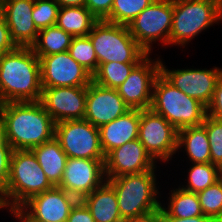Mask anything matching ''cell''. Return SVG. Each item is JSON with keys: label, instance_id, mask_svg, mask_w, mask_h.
Listing matches in <instances>:
<instances>
[{"label": "cell", "instance_id": "obj_7", "mask_svg": "<svg viewBox=\"0 0 222 222\" xmlns=\"http://www.w3.org/2000/svg\"><path fill=\"white\" fill-rule=\"evenodd\" d=\"M88 36L98 59V67L112 61L139 63L148 55L125 25L99 20Z\"/></svg>", "mask_w": 222, "mask_h": 222}, {"label": "cell", "instance_id": "obj_27", "mask_svg": "<svg viewBox=\"0 0 222 222\" xmlns=\"http://www.w3.org/2000/svg\"><path fill=\"white\" fill-rule=\"evenodd\" d=\"M137 64L138 63H119L115 61L102 63L92 75V81L102 87L116 89L127 79Z\"/></svg>", "mask_w": 222, "mask_h": 222}, {"label": "cell", "instance_id": "obj_26", "mask_svg": "<svg viewBox=\"0 0 222 222\" xmlns=\"http://www.w3.org/2000/svg\"><path fill=\"white\" fill-rule=\"evenodd\" d=\"M171 190L168 207L161 205V209L170 217L191 218L195 216H204L200 207V201L197 193L186 191L182 188Z\"/></svg>", "mask_w": 222, "mask_h": 222}, {"label": "cell", "instance_id": "obj_39", "mask_svg": "<svg viewBox=\"0 0 222 222\" xmlns=\"http://www.w3.org/2000/svg\"><path fill=\"white\" fill-rule=\"evenodd\" d=\"M160 222H215V221L207 216H195L185 219L170 217L161 209Z\"/></svg>", "mask_w": 222, "mask_h": 222}, {"label": "cell", "instance_id": "obj_5", "mask_svg": "<svg viewBox=\"0 0 222 222\" xmlns=\"http://www.w3.org/2000/svg\"><path fill=\"white\" fill-rule=\"evenodd\" d=\"M150 109L177 130L202 125L207 115L201 102L175 88L161 74L154 83Z\"/></svg>", "mask_w": 222, "mask_h": 222}, {"label": "cell", "instance_id": "obj_37", "mask_svg": "<svg viewBox=\"0 0 222 222\" xmlns=\"http://www.w3.org/2000/svg\"><path fill=\"white\" fill-rule=\"evenodd\" d=\"M66 222H95V220L85 204L78 200L71 208Z\"/></svg>", "mask_w": 222, "mask_h": 222}, {"label": "cell", "instance_id": "obj_19", "mask_svg": "<svg viewBox=\"0 0 222 222\" xmlns=\"http://www.w3.org/2000/svg\"><path fill=\"white\" fill-rule=\"evenodd\" d=\"M34 0H3L1 14L10 31V38L18 47H31L38 32L32 11Z\"/></svg>", "mask_w": 222, "mask_h": 222}, {"label": "cell", "instance_id": "obj_40", "mask_svg": "<svg viewBox=\"0 0 222 222\" xmlns=\"http://www.w3.org/2000/svg\"><path fill=\"white\" fill-rule=\"evenodd\" d=\"M160 219H161V208L143 215L128 218L124 220V222H160Z\"/></svg>", "mask_w": 222, "mask_h": 222}, {"label": "cell", "instance_id": "obj_38", "mask_svg": "<svg viewBox=\"0 0 222 222\" xmlns=\"http://www.w3.org/2000/svg\"><path fill=\"white\" fill-rule=\"evenodd\" d=\"M17 46L10 38V31L3 15L0 13V56L14 50Z\"/></svg>", "mask_w": 222, "mask_h": 222}, {"label": "cell", "instance_id": "obj_42", "mask_svg": "<svg viewBox=\"0 0 222 222\" xmlns=\"http://www.w3.org/2000/svg\"><path fill=\"white\" fill-rule=\"evenodd\" d=\"M9 212H11V215L13 214L16 220L18 219L20 222H35L30 219L20 208L11 209Z\"/></svg>", "mask_w": 222, "mask_h": 222}, {"label": "cell", "instance_id": "obj_3", "mask_svg": "<svg viewBox=\"0 0 222 222\" xmlns=\"http://www.w3.org/2000/svg\"><path fill=\"white\" fill-rule=\"evenodd\" d=\"M53 187L32 150H13L9 179L3 192L9 210L20 208L34 195Z\"/></svg>", "mask_w": 222, "mask_h": 222}, {"label": "cell", "instance_id": "obj_32", "mask_svg": "<svg viewBox=\"0 0 222 222\" xmlns=\"http://www.w3.org/2000/svg\"><path fill=\"white\" fill-rule=\"evenodd\" d=\"M202 125L206 128L211 154V163L222 167V121L208 115L205 116Z\"/></svg>", "mask_w": 222, "mask_h": 222}, {"label": "cell", "instance_id": "obj_28", "mask_svg": "<svg viewBox=\"0 0 222 222\" xmlns=\"http://www.w3.org/2000/svg\"><path fill=\"white\" fill-rule=\"evenodd\" d=\"M192 164L188 170V183L181 187L186 191L198 193L221 178L220 168L211 162Z\"/></svg>", "mask_w": 222, "mask_h": 222}, {"label": "cell", "instance_id": "obj_15", "mask_svg": "<svg viewBox=\"0 0 222 222\" xmlns=\"http://www.w3.org/2000/svg\"><path fill=\"white\" fill-rule=\"evenodd\" d=\"M87 86L42 87L40 102L54 123L84 119Z\"/></svg>", "mask_w": 222, "mask_h": 222}, {"label": "cell", "instance_id": "obj_29", "mask_svg": "<svg viewBox=\"0 0 222 222\" xmlns=\"http://www.w3.org/2000/svg\"><path fill=\"white\" fill-rule=\"evenodd\" d=\"M154 0H114L104 21L128 26Z\"/></svg>", "mask_w": 222, "mask_h": 222}, {"label": "cell", "instance_id": "obj_4", "mask_svg": "<svg viewBox=\"0 0 222 222\" xmlns=\"http://www.w3.org/2000/svg\"><path fill=\"white\" fill-rule=\"evenodd\" d=\"M155 171L153 169L139 174L106 178L115 190L123 220L158 210L161 207Z\"/></svg>", "mask_w": 222, "mask_h": 222}, {"label": "cell", "instance_id": "obj_13", "mask_svg": "<svg viewBox=\"0 0 222 222\" xmlns=\"http://www.w3.org/2000/svg\"><path fill=\"white\" fill-rule=\"evenodd\" d=\"M105 159L68 157L60 184L57 186L81 200L107 179Z\"/></svg>", "mask_w": 222, "mask_h": 222}, {"label": "cell", "instance_id": "obj_45", "mask_svg": "<svg viewBox=\"0 0 222 222\" xmlns=\"http://www.w3.org/2000/svg\"><path fill=\"white\" fill-rule=\"evenodd\" d=\"M2 135V126H1V123H0V136Z\"/></svg>", "mask_w": 222, "mask_h": 222}, {"label": "cell", "instance_id": "obj_34", "mask_svg": "<svg viewBox=\"0 0 222 222\" xmlns=\"http://www.w3.org/2000/svg\"><path fill=\"white\" fill-rule=\"evenodd\" d=\"M13 149L4 139L3 134L0 136V189L4 192L8 183L10 174V160Z\"/></svg>", "mask_w": 222, "mask_h": 222}, {"label": "cell", "instance_id": "obj_36", "mask_svg": "<svg viewBox=\"0 0 222 222\" xmlns=\"http://www.w3.org/2000/svg\"><path fill=\"white\" fill-rule=\"evenodd\" d=\"M114 0H86L85 7L98 19L104 20L111 12Z\"/></svg>", "mask_w": 222, "mask_h": 222}, {"label": "cell", "instance_id": "obj_43", "mask_svg": "<svg viewBox=\"0 0 222 222\" xmlns=\"http://www.w3.org/2000/svg\"><path fill=\"white\" fill-rule=\"evenodd\" d=\"M2 208H6V210H9V207L6 203L5 197H4V193L3 191L0 189V209L2 210Z\"/></svg>", "mask_w": 222, "mask_h": 222}, {"label": "cell", "instance_id": "obj_14", "mask_svg": "<svg viewBox=\"0 0 222 222\" xmlns=\"http://www.w3.org/2000/svg\"><path fill=\"white\" fill-rule=\"evenodd\" d=\"M42 87L88 86L92 74L75 61L68 51L40 58Z\"/></svg>", "mask_w": 222, "mask_h": 222}, {"label": "cell", "instance_id": "obj_11", "mask_svg": "<svg viewBox=\"0 0 222 222\" xmlns=\"http://www.w3.org/2000/svg\"><path fill=\"white\" fill-rule=\"evenodd\" d=\"M161 59H151L148 54L130 72L127 79L116 89L130 109H150L153 87L160 75Z\"/></svg>", "mask_w": 222, "mask_h": 222}, {"label": "cell", "instance_id": "obj_17", "mask_svg": "<svg viewBox=\"0 0 222 222\" xmlns=\"http://www.w3.org/2000/svg\"><path fill=\"white\" fill-rule=\"evenodd\" d=\"M104 166L106 178L139 174L157 167L138 138L111 150L105 156Z\"/></svg>", "mask_w": 222, "mask_h": 222}, {"label": "cell", "instance_id": "obj_10", "mask_svg": "<svg viewBox=\"0 0 222 222\" xmlns=\"http://www.w3.org/2000/svg\"><path fill=\"white\" fill-rule=\"evenodd\" d=\"M138 139L156 163V160L168 162L176 152L179 153L178 130L151 109L140 110Z\"/></svg>", "mask_w": 222, "mask_h": 222}, {"label": "cell", "instance_id": "obj_20", "mask_svg": "<svg viewBox=\"0 0 222 222\" xmlns=\"http://www.w3.org/2000/svg\"><path fill=\"white\" fill-rule=\"evenodd\" d=\"M140 110L130 109L110 123L99 127L100 145L106 156L111 150L138 138Z\"/></svg>", "mask_w": 222, "mask_h": 222}, {"label": "cell", "instance_id": "obj_18", "mask_svg": "<svg viewBox=\"0 0 222 222\" xmlns=\"http://www.w3.org/2000/svg\"><path fill=\"white\" fill-rule=\"evenodd\" d=\"M129 110L117 89L102 87L93 81L87 86L84 119L95 127L110 123Z\"/></svg>", "mask_w": 222, "mask_h": 222}, {"label": "cell", "instance_id": "obj_35", "mask_svg": "<svg viewBox=\"0 0 222 222\" xmlns=\"http://www.w3.org/2000/svg\"><path fill=\"white\" fill-rule=\"evenodd\" d=\"M207 115L222 121V77L216 84L212 99L206 107Z\"/></svg>", "mask_w": 222, "mask_h": 222}, {"label": "cell", "instance_id": "obj_44", "mask_svg": "<svg viewBox=\"0 0 222 222\" xmlns=\"http://www.w3.org/2000/svg\"><path fill=\"white\" fill-rule=\"evenodd\" d=\"M2 3H3V0H0V12H1V9H2Z\"/></svg>", "mask_w": 222, "mask_h": 222}, {"label": "cell", "instance_id": "obj_8", "mask_svg": "<svg viewBox=\"0 0 222 222\" xmlns=\"http://www.w3.org/2000/svg\"><path fill=\"white\" fill-rule=\"evenodd\" d=\"M173 19V0H154L129 25L130 34L138 44L151 54L152 44L161 41L162 47L170 45Z\"/></svg>", "mask_w": 222, "mask_h": 222}, {"label": "cell", "instance_id": "obj_31", "mask_svg": "<svg viewBox=\"0 0 222 222\" xmlns=\"http://www.w3.org/2000/svg\"><path fill=\"white\" fill-rule=\"evenodd\" d=\"M197 195L203 215L222 222V177Z\"/></svg>", "mask_w": 222, "mask_h": 222}, {"label": "cell", "instance_id": "obj_23", "mask_svg": "<svg viewBox=\"0 0 222 222\" xmlns=\"http://www.w3.org/2000/svg\"><path fill=\"white\" fill-rule=\"evenodd\" d=\"M186 151L192 163H210L211 154L208 135L203 125L178 130L177 149Z\"/></svg>", "mask_w": 222, "mask_h": 222}, {"label": "cell", "instance_id": "obj_2", "mask_svg": "<svg viewBox=\"0 0 222 222\" xmlns=\"http://www.w3.org/2000/svg\"><path fill=\"white\" fill-rule=\"evenodd\" d=\"M40 59L32 47H16L0 56V104L40 101Z\"/></svg>", "mask_w": 222, "mask_h": 222}, {"label": "cell", "instance_id": "obj_12", "mask_svg": "<svg viewBox=\"0 0 222 222\" xmlns=\"http://www.w3.org/2000/svg\"><path fill=\"white\" fill-rule=\"evenodd\" d=\"M160 74L184 94L201 102L205 107L210 103L217 82L222 77V69H167L161 61Z\"/></svg>", "mask_w": 222, "mask_h": 222}, {"label": "cell", "instance_id": "obj_41", "mask_svg": "<svg viewBox=\"0 0 222 222\" xmlns=\"http://www.w3.org/2000/svg\"><path fill=\"white\" fill-rule=\"evenodd\" d=\"M60 7L85 6L86 0H55Z\"/></svg>", "mask_w": 222, "mask_h": 222}, {"label": "cell", "instance_id": "obj_9", "mask_svg": "<svg viewBox=\"0 0 222 222\" xmlns=\"http://www.w3.org/2000/svg\"><path fill=\"white\" fill-rule=\"evenodd\" d=\"M54 137L67 157L105 159L100 145L99 129L86 119L56 123Z\"/></svg>", "mask_w": 222, "mask_h": 222}, {"label": "cell", "instance_id": "obj_25", "mask_svg": "<svg viewBox=\"0 0 222 222\" xmlns=\"http://www.w3.org/2000/svg\"><path fill=\"white\" fill-rule=\"evenodd\" d=\"M73 36L57 25L39 30L36 42L31 46L39 57L68 51Z\"/></svg>", "mask_w": 222, "mask_h": 222}, {"label": "cell", "instance_id": "obj_21", "mask_svg": "<svg viewBox=\"0 0 222 222\" xmlns=\"http://www.w3.org/2000/svg\"><path fill=\"white\" fill-rule=\"evenodd\" d=\"M95 222H124L114 188L105 181L100 187L81 199Z\"/></svg>", "mask_w": 222, "mask_h": 222}, {"label": "cell", "instance_id": "obj_33", "mask_svg": "<svg viewBox=\"0 0 222 222\" xmlns=\"http://www.w3.org/2000/svg\"><path fill=\"white\" fill-rule=\"evenodd\" d=\"M60 6L55 0H34L32 19L38 30L56 25Z\"/></svg>", "mask_w": 222, "mask_h": 222}, {"label": "cell", "instance_id": "obj_22", "mask_svg": "<svg viewBox=\"0 0 222 222\" xmlns=\"http://www.w3.org/2000/svg\"><path fill=\"white\" fill-rule=\"evenodd\" d=\"M32 151L48 180L53 186H58L68 158L60 143L53 137L51 140L37 145Z\"/></svg>", "mask_w": 222, "mask_h": 222}, {"label": "cell", "instance_id": "obj_30", "mask_svg": "<svg viewBox=\"0 0 222 222\" xmlns=\"http://www.w3.org/2000/svg\"><path fill=\"white\" fill-rule=\"evenodd\" d=\"M70 56L92 75L98 69V59L89 36H74L68 48Z\"/></svg>", "mask_w": 222, "mask_h": 222}, {"label": "cell", "instance_id": "obj_1", "mask_svg": "<svg viewBox=\"0 0 222 222\" xmlns=\"http://www.w3.org/2000/svg\"><path fill=\"white\" fill-rule=\"evenodd\" d=\"M0 123L13 150H32L55 135V123L40 101L0 104Z\"/></svg>", "mask_w": 222, "mask_h": 222}, {"label": "cell", "instance_id": "obj_16", "mask_svg": "<svg viewBox=\"0 0 222 222\" xmlns=\"http://www.w3.org/2000/svg\"><path fill=\"white\" fill-rule=\"evenodd\" d=\"M78 199L64 189H52L34 195L20 209L35 222H66Z\"/></svg>", "mask_w": 222, "mask_h": 222}, {"label": "cell", "instance_id": "obj_6", "mask_svg": "<svg viewBox=\"0 0 222 222\" xmlns=\"http://www.w3.org/2000/svg\"><path fill=\"white\" fill-rule=\"evenodd\" d=\"M222 21V0H173L170 45H188L193 38Z\"/></svg>", "mask_w": 222, "mask_h": 222}, {"label": "cell", "instance_id": "obj_24", "mask_svg": "<svg viewBox=\"0 0 222 222\" xmlns=\"http://www.w3.org/2000/svg\"><path fill=\"white\" fill-rule=\"evenodd\" d=\"M99 20L85 7H60L56 25L74 36H87Z\"/></svg>", "mask_w": 222, "mask_h": 222}]
</instances>
